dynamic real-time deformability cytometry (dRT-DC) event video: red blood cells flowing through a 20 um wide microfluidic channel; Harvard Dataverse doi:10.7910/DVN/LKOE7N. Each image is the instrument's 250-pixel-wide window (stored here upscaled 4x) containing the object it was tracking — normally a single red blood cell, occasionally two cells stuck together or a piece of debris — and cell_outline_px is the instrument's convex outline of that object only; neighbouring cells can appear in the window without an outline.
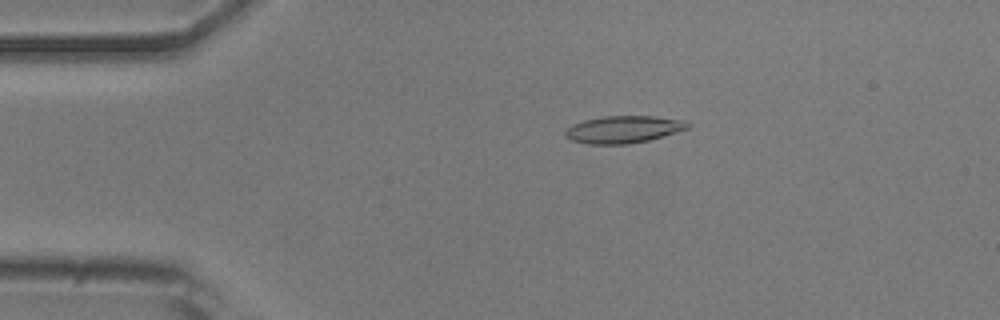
{"species": "common noctule bat (a hibernating species)", "species_latin": "Nyctalus noctula", "temperature_condition": "room temperature", "stored_images_in_passage": 53, "camera_frame_rate_fps": 3000, "um_per_image_px": 0.085, "animal": {"sex": "male", "body_mass_g": 20.5, "forearm_length_mm": 52.5}, "frame": {"image": 1, "passage_image": 10, "time_ms": 3.0, "image_size_px": [1000, 320], "cell_outline_px": [[692, 124], [688, 128], [648, 140], [628, 144], [588, 144], [572, 140], [564, 132], [572, 124], [584, 120], [604, 116], [656, 116], [688, 120]], "centroid_in_image_um": [53.04, 10.98], "position_along_channel_um": 32.0, "area_um2": 19.36}}
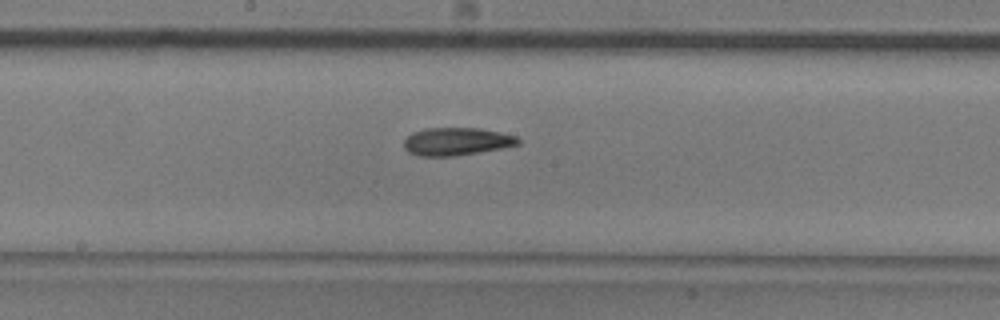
{"frame": {"image": 2, "passage_image": 27, "time_ms": 8.667, "image_size_px": [1000, 320], "cell_outline_px": [[520, 144], [500, 148], [452, 156], [420, 156], [408, 152], [404, 148], [404, 140], [412, 132], [424, 128], [480, 128], [500, 132], [516, 136], [520, 140]], "centroid_in_image_um": [38.78, 12.01], "position_along_channel_um": 209.4, "area_um2": 18.38}}
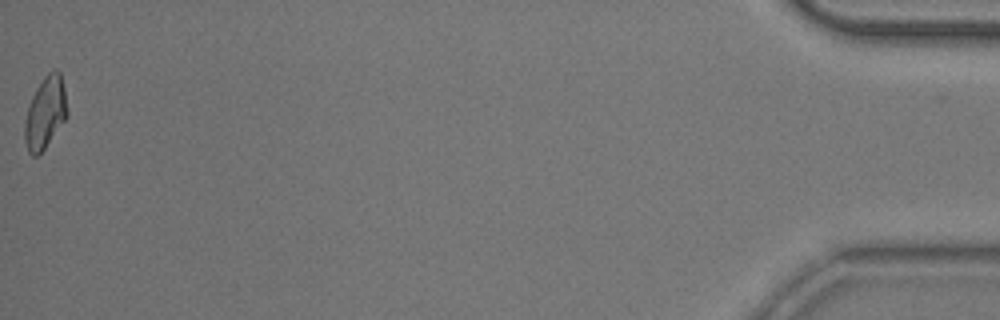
{"frame": {"image": 3, "passage_image": 52, "time_ms": 17.0, "image_size_px": [1000, 320], "cell_outline_px": [[68, 116], [44, 148], [36, 156], [32, 156], [28, 152], [24, 140], [24, 124], [28, 108], [32, 96], [36, 88], [44, 76], [52, 68], [56, 68], [60, 72], [64, 88], [68, 112]], "centroid_in_image_um": [3.85, 9.55], "position_along_channel_um": 431.4, "area_um2": 17.8}}